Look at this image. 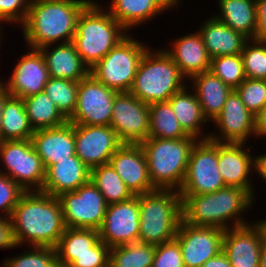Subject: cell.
Instances as JSON below:
<instances>
[{
    "mask_svg": "<svg viewBox=\"0 0 266 267\" xmlns=\"http://www.w3.org/2000/svg\"><path fill=\"white\" fill-rule=\"evenodd\" d=\"M14 237L12 219L0 216V249L17 248Z\"/></svg>",
    "mask_w": 266,
    "mask_h": 267,
    "instance_id": "cell-46",
    "label": "cell"
},
{
    "mask_svg": "<svg viewBox=\"0 0 266 267\" xmlns=\"http://www.w3.org/2000/svg\"><path fill=\"white\" fill-rule=\"evenodd\" d=\"M118 93L89 74L79 82L76 107L68 121L80 125L110 126Z\"/></svg>",
    "mask_w": 266,
    "mask_h": 267,
    "instance_id": "cell-12",
    "label": "cell"
},
{
    "mask_svg": "<svg viewBox=\"0 0 266 267\" xmlns=\"http://www.w3.org/2000/svg\"><path fill=\"white\" fill-rule=\"evenodd\" d=\"M23 102L34 131L58 127L68 121L44 91L23 98Z\"/></svg>",
    "mask_w": 266,
    "mask_h": 267,
    "instance_id": "cell-32",
    "label": "cell"
},
{
    "mask_svg": "<svg viewBox=\"0 0 266 267\" xmlns=\"http://www.w3.org/2000/svg\"><path fill=\"white\" fill-rule=\"evenodd\" d=\"M255 10L257 25L254 39L266 43V0L255 2Z\"/></svg>",
    "mask_w": 266,
    "mask_h": 267,
    "instance_id": "cell-47",
    "label": "cell"
},
{
    "mask_svg": "<svg viewBox=\"0 0 266 267\" xmlns=\"http://www.w3.org/2000/svg\"><path fill=\"white\" fill-rule=\"evenodd\" d=\"M225 187L218 167V142L209 138L198 139L191 150L179 194H208Z\"/></svg>",
    "mask_w": 266,
    "mask_h": 267,
    "instance_id": "cell-10",
    "label": "cell"
},
{
    "mask_svg": "<svg viewBox=\"0 0 266 267\" xmlns=\"http://www.w3.org/2000/svg\"><path fill=\"white\" fill-rule=\"evenodd\" d=\"M29 1L30 3H32V2L42 1V0H29Z\"/></svg>",
    "mask_w": 266,
    "mask_h": 267,
    "instance_id": "cell-56",
    "label": "cell"
},
{
    "mask_svg": "<svg viewBox=\"0 0 266 267\" xmlns=\"http://www.w3.org/2000/svg\"><path fill=\"white\" fill-rule=\"evenodd\" d=\"M33 133L23 99L11 96L6 101L2 114V141L31 139Z\"/></svg>",
    "mask_w": 266,
    "mask_h": 267,
    "instance_id": "cell-33",
    "label": "cell"
},
{
    "mask_svg": "<svg viewBox=\"0 0 266 267\" xmlns=\"http://www.w3.org/2000/svg\"><path fill=\"white\" fill-rule=\"evenodd\" d=\"M134 195L151 192L148 164L140 144H122L109 162Z\"/></svg>",
    "mask_w": 266,
    "mask_h": 267,
    "instance_id": "cell-20",
    "label": "cell"
},
{
    "mask_svg": "<svg viewBox=\"0 0 266 267\" xmlns=\"http://www.w3.org/2000/svg\"><path fill=\"white\" fill-rule=\"evenodd\" d=\"M155 245L142 242L118 245L110 248L111 267H152Z\"/></svg>",
    "mask_w": 266,
    "mask_h": 267,
    "instance_id": "cell-36",
    "label": "cell"
},
{
    "mask_svg": "<svg viewBox=\"0 0 266 267\" xmlns=\"http://www.w3.org/2000/svg\"><path fill=\"white\" fill-rule=\"evenodd\" d=\"M3 267H59L57 252L51 247L32 246V250L7 258Z\"/></svg>",
    "mask_w": 266,
    "mask_h": 267,
    "instance_id": "cell-40",
    "label": "cell"
},
{
    "mask_svg": "<svg viewBox=\"0 0 266 267\" xmlns=\"http://www.w3.org/2000/svg\"><path fill=\"white\" fill-rule=\"evenodd\" d=\"M90 181V168L77 156L58 161L45 170L41 192L58 197L68 191H75Z\"/></svg>",
    "mask_w": 266,
    "mask_h": 267,
    "instance_id": "cell-23",
    "label": "cell"
},
{
    "mask_svg": "<svg viewBox=\"0 0 266 267\" xmlns=\"http://www.w3.org/2000/svg\"><path fill=\"white\" fill-rule=\"evenodd\" d=\"M171 45V49L165 51L187 80L210 69L211 58L199 32L186 34L174 40Z\"/></svg>",
    "mask_w": 266,
    "mask_h": 267,
    "instance_id": "cell-24",
    "label": "cell"
},
{
    "mask_svg": "<svg viewBox=\"0 0 266 267\" xmlns=\"http://www.w3.org/2000/svg\"><path fill=\"white\" fill-rule=\"evenodd\" d=\"M91 0H42L30 3L22 25L28 48L40 49L55 42H71L80 12Z\"/></svg>",
    "mask_w": 266,
    "mask_h": 267,
    "instance_id": "cell-2",
    "label": "cell"
},
{
    "mask_svg": "<svg viewBox=\"0 0 266 267\" xmlns=\"http://www.w3.org/2000/svg\"><path fill=\"white\" fill-rule=\"evenodd\" d=\"M25 191L10 177L0 173V212L3 217H11L14 207Z\"/></svg>",
    "mask_w": 266,
    "mask_h": 267,
    "instance_id": "cell-43",
    "label": "cell"
},
{
    "mask_svg": "<svg viewBox=\"0 0 266 267\" xmlns=\"http://www.w3.org/2000/svg\"><path fill=\"white\" fill-rule=\"evenodd\" d=\"M139 209V242L156 246L175 238L182 221V198L177 190L140 194Z\"/></svg>",
    "mask_w": 266,
    "mask_h": 267,
    "instance_id": "cell-6",
    "label": "cell"
},
{
    "mask_svg": "<svg viewBox=\"0 0 266 267\" xmlns=\"http://www.w3.org/2000/svg\"><path fill=\"white\" fill-rule=\"evenodd\" d=\"M58 200L66 227L95 230L101 228L108 204L91 181L75 191L60 194Z\"/></svg>",
    "mask_w": 266,
    "mask_h": 267,
    "instance_id": "cell-11",
    "label": "cell"
},
{
    "mask_svg": "<svg viewBox=\"0 0 266 267\" xmlns=\"http://www.w3.org/2000/svg\"><path fill=\"white\" fill-rule=\"evenodd\" d=\"M197 140L191 135L179 139L148 137L140 144L147 159L150 181L156 189L180 190Z\"/></svg>",
    "mask_w": 266,
    "mask_h": 267,
    "instance_id": "cell-7",
    "label": "cell"
},
{
    "mask_svg": "<svg viewBox=\"0 0 266 267\" xmlns=\"http://www.w3.org/2000/svg\"><path fill=\"white\" fill-rule=\"evenodd\" d=\"M165 11L177 7L179 0H155ZM181 1V0H180Z\"/></svg>",
    "mask_w": 266,
    "mask_h": 267,
    "instance_id": "cell-52",
    "label": "cell"
},
{
    "mask_svg": "<svg viewBox=\"0 0 266 267\" xmlns=\"http://www.w3.org/2000/svg\"><path fill=\"white\" fill-rule=\"evenodd\" d=\"M31 141L45 170L58 161L76 155L74 124L69 121L58 127L34 131Z\"/></svg>",
    "mask_w": 266,
    "mask_h": 267,
    "instance_id": "cell-22",
    "label": "cell"
},
{
    "mask_svg": "<svg viewBox=\"0 0 266 267\" xmlns=\"http://www.w3.org/2000/svg\"><path fill=\"white\" fill-rule=\"evenodd\" d=\"M30 6L29 0H0V20L4 23L23 25Z\"/></svg>",
    "mask_w": 266,
    "mask_h": 267,
    "instance_id": "cell-45",
    "label": "cell"
},
{
    "mask_svg": "<svg viewBox=\"0 0 266 267\" xmlns=\"http://www.w3.org/2000/svg\"><path fill=\"white\" fill-rule=\"evenodd\" d=\"M255 225L259 228L261 232L263 244L266 245V218L261 221H255Z\"/></svg>",
    "mask_w": 266,
    "mask_h": 267,
    "instance_id": "cell-53",
    "label": "cell"
},
{
    "mask_svg": "<svg viewBox=\"0 0 266 267\" xmlns=\"http://www.w3.org/2000/svg\"><path fill=\"white\" fill-rule=\"evenodd\" d=\"M209 71L233 90L246 79L241 54L212 58Z\"/></svg>",
    "mask_w": 266,
    "mask_h": 267,
    "instance_id": "cell-38",
    "label": "cell"
},
{
    "mask_svg": "<svg viewBox=\"0 0 266 267\" xmlns=\"http://www.w3.org/2000/svg\"><path fill=\"white\" fill-rule=\"evenodd\" d=\"M147 49L129 34L90 69V74L108 88L129 92L139 62Z\"/></svg>",
    "mask_w": 266,
    "mask_h": 267,
    "instance_id": "cell-8",
    "label": "cell"
},
{
    "mask_svg": "<svg viewBox=\"0 0 266 267\" xmlns=\"http://www.w3.org/2000/svg\"><path fill=\"white\" fill-rule=\"evenodd\" d=\"M245 145L218 142V167L225 186L242 188L255 198L250 173L257 168V157H252Z\"/></svg>",
    "mask_w": 266,
    "mask_h": 267,
    "instance_id": "cell-19",
    "label": "cell"
},
{
    "mask_svg": "<svg viewBox=\"0 0 266 267\" xmlns=\"http://www.w3.org/2000/svg\"><path fill=\"white\" fill-rule=\"evenodd\" d=\"M99 240L98 230L66 227L55 247L58 266L69 267L76 260V256L90 253Z\"/></svg>",
    "mask_w": 266,
    "mask_h": 267,
    "instance_id": "cell-30",
    "label": "cell"
},
{
    "mask_svg": "<svg viewBox=\"0 0 266 267\" xmlns=\"http://www.w3.org/2000/svg\"><path fill=\"white\" fill-rule=\"evenodd\" d=\"M262 245L261 232L255 223L224 231L222 251L231 267H259Z\"/></svg>",
    "mask_w": 266,
    "mask_h": 267,
    "instance_id": "cell-21",
    "label": "cell"
},
{
    "mask_svg": "<svg viewBox=\"0 0 266 267\" xmlns=\"http://www.w3.org/2000/svg\"><path fill=\"white\" fill-rule=\"evenodd\" d=\"M2 22H3V21L0 20V24H1V25H2ZM1 28H2V27L0 26V29H1ZM1 31H2V29L0 30V37H1V35H2V34H1ZM1 40H2V39L0 38V42H2ZM0 45H1V44H0ZM0 48H1V47H0Z\"/></svg>",
    "mask_w": 266,
    "mask_h": 267,
    "instance_id": "cell-55",
    "label": "cell"
},
{
    "mask_svg": "<svg viewBox=\"0 0 266 267\" xmlns=\"http://www.w3.org/2000/svg\"><path fill=\"white\" fill-rule=\"evenodd\" d=\"M224 231L216 227L194 226L180 222L175 239L185 267H201L223 250Z\"/></svg>",
    "mask_w": 266,
    "mask_h": 267,
    "instance_id": "cell-15",
    "label": "cell"
},
{
    "mask_svg": "<svg viewBox=\"0 0 266 267\" xmlns=\"http://www.w3.org/2000/svg\"><path fill=\"white\" fill-rule=\"evenodd\" d=\"M110 127L123 144H141L149 135V105L129 92L114 99Z\"/></svg>",
    "mask_w": 266,
    "mask_h": 267,
    "instance_id": "cell-13",
    "label": "cell"
},
{
    "mask_svg": "<svg viewBox=\"0 0 266 267\" xmlns=\"http://www.w3.org/2000/svg\"><path fill=\"white\" fill-rule=\"evenodd\" d=\"M152 267H185L180 245L175 238L155 246Z\"/></svg>",
    "mask_w": 266,
    "mask_h": 267,
    "instance_id": "cell-42",
    "label": "cell"
},
{
    "mask_svg": "<svg viewBox=\"0 0 266 267\" xmlns=\"http://www.w3.org/2000/svg\"><path fill=\"white\" fill-rule=\"evenodd\" d=\"M189 135L180 126L169 102L149 104V135L158 139H179Z\"/></svg>",
    "mask_w": 266,
    "mask_h": 267,
    "instance_id": "cell-34",
    "label": "cell"
},
{
    "mask_svg": "<svg viewBox=\"0 0 266 267\" xmlns=\"http://www.w3.org/2000/svg\"><path fill=\"white\" fill-rule=\"evenodd\" d=\"M90 181L104 196L107 204L126 201L135 196L110 163L90 169Z\"/></svg>",
    "mask_w": 266,
    "mask_h": 267,
    "instance_id": "cell-35",
    "label": "cell"
},
{
    "mask_svg": "<svg viewBox=\"0 0 266 267\" xmlns=\"http://www.w3.org/2000/svg\"><path fill=\"white\" fill-rule=\"evenodd\" d=\"M181 198L182 220L185 223L222 230L249 224L241 215L255 200L246 190L229 186L212 193L181 196Z\"/></svg>",
    "mask_w": 266,
    "mask_h": 267,
    "instance_id": "cell-3",
    "label": "cell"
},
{
    "mask_svg": "<svg viewBox=\"0 0 266 267\" xmlns=\"http://www.w3.org/2000/svg\"><path fill=\"white\" fill-rule=\"evenodd\" d=\"M139 195L108 204L99 231L100 240L108 247L139 242Z\"/></svg>",
    "mask_w": 266,
    "mask_h": 267,
    "instance_id": "cell-14",
    "label": "cell"
},
{
    "mask_svg": "<svg viewBox=\"0 0 266 267\" xmlns=\"http://www.w3.org/2000/svg\"><path fill=\"white\" fill-rule=\"evenodd\" d=\"M189 80H192V91L196 94L204 117L208 121H213L221 113L225 101L233 89L209 70L197 74Z\"/></svg>",
    "mask_w": 266,
    "mask_h": 267,
    "instance_id": "cell-27",
    "label": "cell"
},
{
    "mask_svg": "<svg viewBox=\"0 0 266 267\" xmlns=\"http://www.w3.org/2000/svg\"><path fill=\"white\" fill-rule=\"evenodd\" d=\"M110 4L108 13L127 31L165 12L155 0H112Z\"/></svg>",
    "mask_w": 266,
    "mask_h": 267,
    "instance_id": "cell-31",
    "label": "cell"
},
{
    "mask_svg": "<svg viewBox=\"0 0 266 267\" xmlns=\"http://www.w3.org/2000/svg\"><path fill=\"white\" fill-rule=\"evenodd\" d=\"M12 95L7 90V87L2 83V80L0 81V142H2V114L4 110V106L6 104V101L11 97Z\"/></svg>",
    "mask_w": 266,
    "mask_h": 267,
    "instance_id": "cell-50",
    "label": "cell"
},
{
    "mask_svg": "<svg viewBox=\"0 0 266 267\" xmlns=\"http://www.w3.org/2000/svg\"><path fill=\"white\" fill-rule=\"evenodd\" d=\"M221 14L215 17L248 39L256 34V10L253 0H218Z\"/></svg>",
    "mask_w": 266,
    "mask_h": 267,
    "instance_id": "cell-29",
    "label": "cell"
},
{
    "mask_svg": "<svg viewBox=\"0 0 266 267\" xmlns=\"http://www.w3.org/2000/svg\"><path fill=\"white\" fill-rule=\"evenodd\" d=\"M110 260V247L99 240L91 252L76 256V260L69 267H107Z\"/></svg>",
    "mask_w": 266,
    "mask_h": 267,
    "instance_id": "cell-44",
    "label": "cell"
},
{
    "mask_svg": "<svg viewBox=\"0 0 266 267\" xmlns=\"http://www.w3.org/2000/svg\"><path fill=\"white\" fill-rule=\"evenodd\" d=\"M201 26L200 33L209 57L241 54L248 40L242 33L218 20L214 15Z\"/></svg>",
    "mask_w": 266,
    "mask_h": 267,
    "instance_id": "cell-26",
    "label": "cell"
},
{
    "mask_svg": "<svg viewBox=\"0 0 266 267\" xmlns=\"http://www.w3.org/2000/svg\"><path fill=\"white\" fill-rule=\"evenodd\" d=\"M75 153L90 169L108 164L123 144L110 126L74 124Z\"/></svg>",
    "mask_w": 266,
    "mask_h": 267,
    "instance_id": "cell-16",
    "label": "cell"
},
{
    "mask_svg": "<svg viewBox=\"0 0 266 267\" xmlns=\"http://www.w3.org/2000/svg\"><path fill=\"white\" fill-rule=\"evenodd\" d=\"M235 91L254 116L266 104V80L246 78Z\"/></svg>",
    "mask_w": 266,
    "mask_h": 267,
    "instance_id": "cell-41",
    "label": "cell"
},
{
    "mask_svg": "<svg viewBox=\"0 0 266 267\" xmlns=\"http://www.w3.org/2000/svg\"><path fill=\"white\" fill-rule=\"evenodd\" d=\"M0 159L5 170L0 173L10 177L25 192L42 191L45 168L36 153L31 139L3 140L0 142Z\"/></svg>",
    "mask_w": 266,
    "mask_h": 267,
    "instance_id": "cell-9",
    "label": "cell"
},
{
    "mask_svg": "<svg viewBox=\"0 0 266 267\" xmlns=\"http://www.w3.org/2000/svg\"><path fill=\"white\" fill-rule=\"evenodd\" d=\"M212 122L219 130L218 134L208 133L209 139L215 142L246 144L249 137L255 134V116L235 90L230 93L221 113Z\"/></svg>",
    "mask_w": 266,
    "mask_h": 267,
    "instance_id": "cell-17",
    "label": "cell"
},
{
    "mask_svg": "<svg viewBox=\"0 0 266 267\" xmlns=\"http://www.w3.org/2000/svg\"><path fill=\"white\" fill-rule=\"evenodd\" d=\"M91 0L80 12L73 44L84 64L93 68L128 34L115 18Z\"/></svg>",
    "mask_w": 266,
    "mask_h": 267,
    "instance_id": "cell-4",
    "label": "cell"
},
{
    "mask_svg": "<svg viewBox=\"0 0 266 267\" xmlns=\"http://www.w3.org/2000/svg\"><path fill=\"white\" fill-rule=\"evenodd\" d=\"M10 218L17 246L55 248L66 229L58 197L41 191L24 192Z\"/></svg>",
    "mask_w": 266,
    "mask_h": 267,
    "instance_id": "cell-1",
    "label": "cell"
},
{
    "mask_svg": "<svg viewBox=\"0 0 266 267\" xmlns=\"http://www.w3.org/2000/svg\"><path fill=\"white\" fill-rule=\"evenodd\" d=\"M254 43V44H253ZM246 78L266 80V43L248 39L241 52Z\"/></svg>",
    "mask_w": 266,
    "mask_h": 267,
    "instance_id": "cell-39",
    "label": "cell"
},
{
    "mask_svg": "<svg viewBox=\"0 0 266 267\" xmlns=\"http://www.w3.org/2000/svg\"><path fill=\"white\" fill-rule=\"evenodd\" d=\"M259 267H266V245L264 244L260 253Z\"/></svg>",
    "mask_w": 266,
    "mask_h": 267,
    "instance_id": "cell-54",
    "label": "cell"
},
{
    "mask_svg": "<svg viewBox=\"0 0 266 267\" xmlns=\"http://www.w3.org/2000/svg\"><path fill=\"white\" fill-rule=\"evenodd\" d=\"M201 267H231L227 255L221 251L217 256L208 259Z\"/></svg>",
    "mask_w": 266,
    "mask_h": 267,
    "instance_id": "cell-49",
    "label": "cell"
},
{
    "mask_svg": "<svg viewBox=\"0 0 266 267\" xmlns=\"http://www.w3.org/2000/svg\"><path fill=\"white\" fill-rule=\"evenodd\" d=\"M50 46L39 49L45 58L50 77L80 82L90 74V69L82 61L72 41L57 44L51 51L48 49Z\"/></svg>",
    "mask_w": 266,
    "mask_h": 267,
    "instance_id": "cell-25",
    "label": "cell"
},
{
    "mask_svg": "<svg viewBox=\"0 0 266 267\" xmlns=\"http://www.w3.org/2000/svg\"><path fill=\"white\" fill-rule=\"evenodd\" d=\"M184 78L165 49L151 51L148 48L139 62L129 93L148 105L168 102L186 86Z\"/></svg>",
    "mask_w": 266,
    "mask_h": 267,
    "instance_id": "cell-5",
    "label": "cell"
},
{
    "mask_svg": "<svg viewBox=\"0 0 266 267\" xmlns=\"http://www.w3.org/2000/svg\"><path fill=\"white\" fill-rule=\"evenodd\" d=\"M257 157V168L256 175H260V177L266 181V153L256 156Z\"/></svg>",
    "mask_w": 266,
    "mask_h": 267,
    "instance_id": "cell-51",
    "label": "cell"
},
{
    "mask_svg": "<svg viewBox=\"0 0 266 267\" xmlns=\"http://www.w3.org/2000/svg\"><path fill=\"white\" fill-rule=\"evenodd\" d=\"M78 86L79 82L50 77L43 90L67 120L76 107Z\"/></svg>",
    "mask_w": 266,
    "mask_h": 267,
    "instance_id": "cell-37",
    "label": "cell"
},
{
    "mask_svg": "<svg viewBox=\"0 0 266 267\" xmlns=\"http://www.w3.org/2000/svg\"><path fill=\"white\" fill-rule=\"evenodd\" d=\"M49 78L43 54L39 49L29 48L14 66L8 81L2 83L12 96L23 99L42 92Z\"/></svg>",
    "mask_w": 266,
    "mask_h": 267,
    "instance_id": "cell-18",
    "label": "cell"
},
{
    "mask_svg": "<svg viewBox=\"0 0 266 267\" xmlns=\"http://www.w3.org/2000/svg\"><path fill=\"white\" fill-rule=\"evenodd\" d=\"M255 138L266 136V104L255 115Z\"/></svg>",
    "mask_w": 266,
    "mask_h": 267,
    "instance_id": "cell-48",
    "label": "cell"
},
{
    "mask_svg": "<svg viewBox=\"0 0 266 267\" xmlns=\"http://www.w3.org/2000/svg\"><path fill=\"white\" fill-rule=\"evenodd\" d=\"M187 92V86L176 92L168 102L171 105L175 116L179 120L180 126L188 134L197 139H208L209 135H203L204 124L208 120L204 117L201 105L198 102L196 94ZM202 131V132H201Z\"/></svg>",
    "mask_w": 266,
    "mask_h": 267,
    "instance_id": "cell-28",
    "label": "cell"
}]
</instances>
